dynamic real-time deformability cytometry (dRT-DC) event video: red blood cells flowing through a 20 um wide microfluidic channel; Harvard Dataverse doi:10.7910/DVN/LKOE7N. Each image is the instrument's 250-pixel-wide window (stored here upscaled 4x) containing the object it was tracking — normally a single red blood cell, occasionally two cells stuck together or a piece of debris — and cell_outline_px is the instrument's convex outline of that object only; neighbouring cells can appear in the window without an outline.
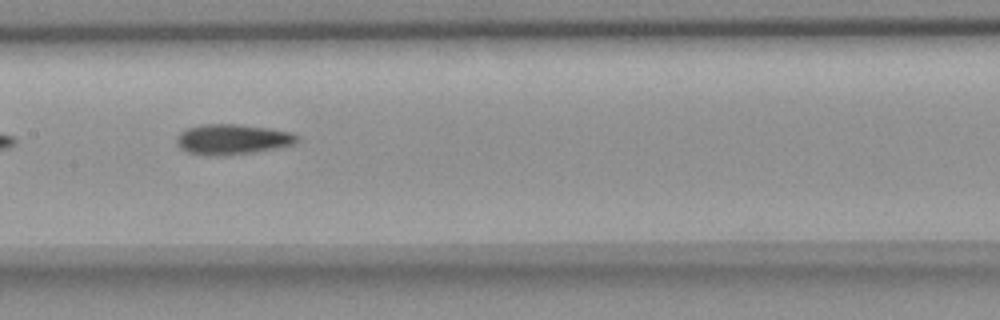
{"species": "common noctule bat (a hibernating species)", "species_latin": "Nyctalus noctula", "temperature_condition": "room temperature", "stored_images_in_passage": 14, "camera_frame_rate_fps": 3000, "um_per_image_px": 0.085, "animal": {"sex": "female", "body_mass_g": 18.4}, "frame": {"image": 1, "passage_image": 7, "time_ms": 2.0, "image_size_px": [1000, 320], "cell_outline_px": [[300, 136], [292, 144], [276, 148], [252, 152], [220, 156], [212, 156], [188, 152], [180, 148], [176, 140], [176, 136], [180, 132], [188, 128], [200, 124], [236, 124], [272, 128], [292, 132]], "centroid_in_image_um": [19.74, 11.83], "position_along_channel_um": 187.7, "area_um2": 21.27}}
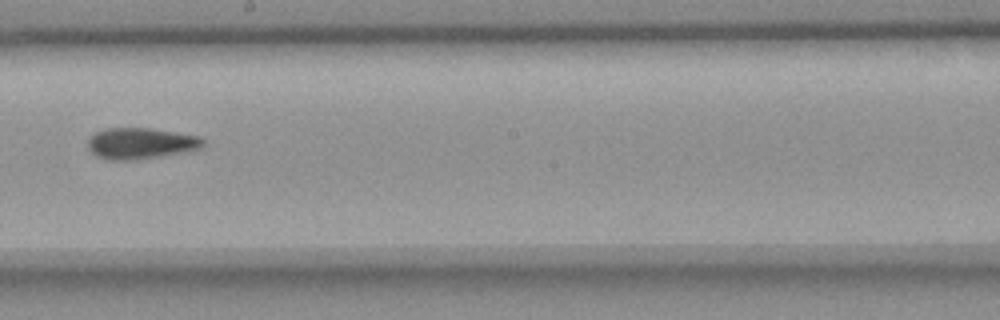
{"frame": {"image": 2, "passage_image": 8, "time_ms": 2.333, "image_size_px": [1000, 320], "cell_outline_px": [[204, 144], [200, 148], [188, 152], [136, 160], [108, 160], [96, 156], [88, 148], [88, 140], [96, 132], [104, 128], [152, 128], [200, 136], [204, 140]], "centroid_in_image_um": [11.98, 12.19], "position_along_channel_um": 236.2, "area_um2": 21.15}}
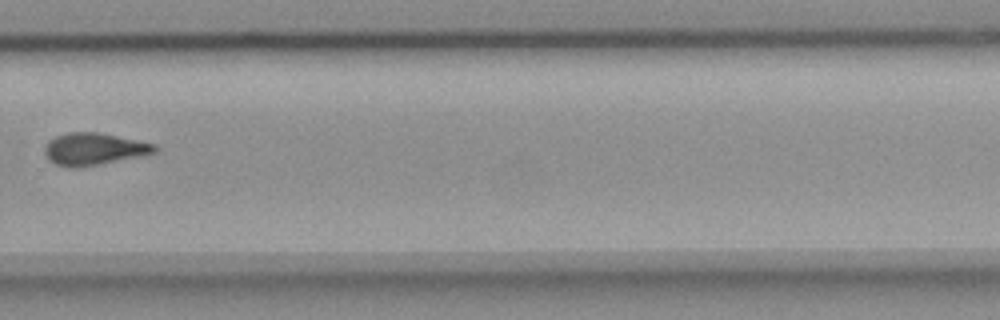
{"frame": {"image": 3, "passage_image": 10, "time_ms": 3.0, "image_size_px": [1000, 320], "cell_outline_px": [[160, 148], [156, 152], [148, 156], [80, 168], [64, 168], [48, 160], [44, 152], [44, 148], [48, 140], [56, 136], [68, 132], [96, 132], [156, 144]], "centroid_in_image_um": [8.02, 12.7], "position_along_channel_um": 321.8, "area_um2": 21.21}}